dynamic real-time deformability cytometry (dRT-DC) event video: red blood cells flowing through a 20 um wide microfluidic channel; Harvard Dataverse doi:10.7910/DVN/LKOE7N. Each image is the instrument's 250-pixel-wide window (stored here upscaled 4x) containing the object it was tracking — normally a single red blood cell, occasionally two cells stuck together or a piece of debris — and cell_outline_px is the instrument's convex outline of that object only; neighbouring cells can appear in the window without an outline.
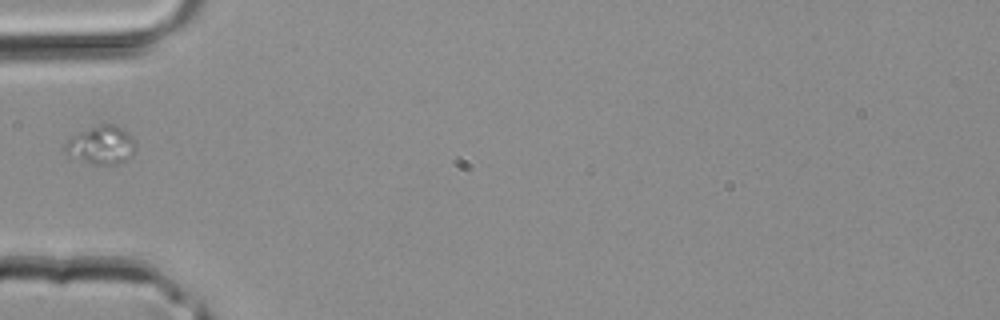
{"species": "common noctule bat (a hibernating species)", "species_latin": "Nyctalus noctula", "temperature_condition": "room temperature", "stored_images_in_passage": 4, "camera_frame_rate_fps": 3000, "um_per_image_px": 0.085, "animal": {"sex": "male", "body_mass_g": 20.4}, "frame": {"image": 1, "passage_image": 1, "time_ms": 0.0, "image_size_px": [1000, 320], "cell_outline_px": [[136, 148], [128, 160], [116, 164], [92, 164], [68, 152], [68, 140], [100, 124], [112, 124], [124, 128], [136, 140]], "centroid_in_image_um": [8.78, 12.32], "position_along_channel_um": 76.2, "area_um2": 14.97}}